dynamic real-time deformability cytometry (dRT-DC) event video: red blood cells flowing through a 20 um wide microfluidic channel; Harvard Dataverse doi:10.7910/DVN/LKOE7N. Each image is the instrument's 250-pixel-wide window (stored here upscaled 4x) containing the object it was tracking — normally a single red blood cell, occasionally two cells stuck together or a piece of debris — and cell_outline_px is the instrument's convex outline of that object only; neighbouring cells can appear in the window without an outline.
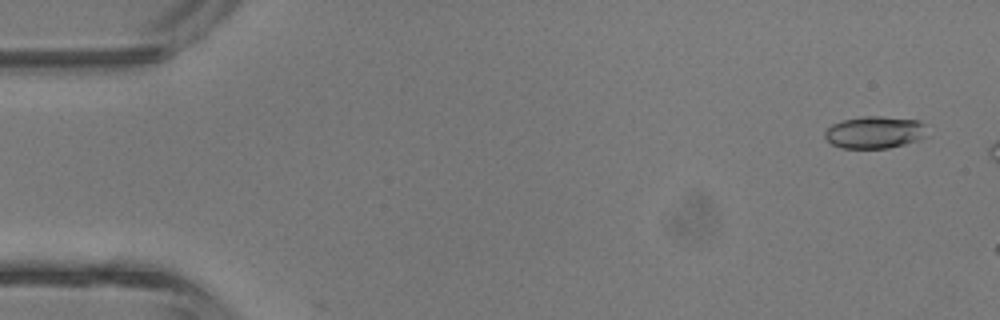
{"species": "common noctule bat (a hibernating species)", "species_latin": "Nyctalus noctula", "temperature_condition": "room temperature", "stored_images_in_passage": 2, "camera_frame_rate_fps": 3000, "um_per_image_px": 0.085, "animal": {"sex": "male", "body_mass_g": 13.3}, "frame": {"image": 1, "passage_image": 1, "time_ms": 0.0, "image_size_px": [1000, 320], "cell_outline_px": [[932, 136], [920, 140], [888, 148], [840, 148], [832, 144], [824, 136], [824, 132], [832, 124], [844, 120], [864, 116], [880, 116], [920, 120], [924, 124]], "centroid_in_image_um": [74.44, 11.25], "position_along_channel_um": 10.6, "area_um2": 19.54}}